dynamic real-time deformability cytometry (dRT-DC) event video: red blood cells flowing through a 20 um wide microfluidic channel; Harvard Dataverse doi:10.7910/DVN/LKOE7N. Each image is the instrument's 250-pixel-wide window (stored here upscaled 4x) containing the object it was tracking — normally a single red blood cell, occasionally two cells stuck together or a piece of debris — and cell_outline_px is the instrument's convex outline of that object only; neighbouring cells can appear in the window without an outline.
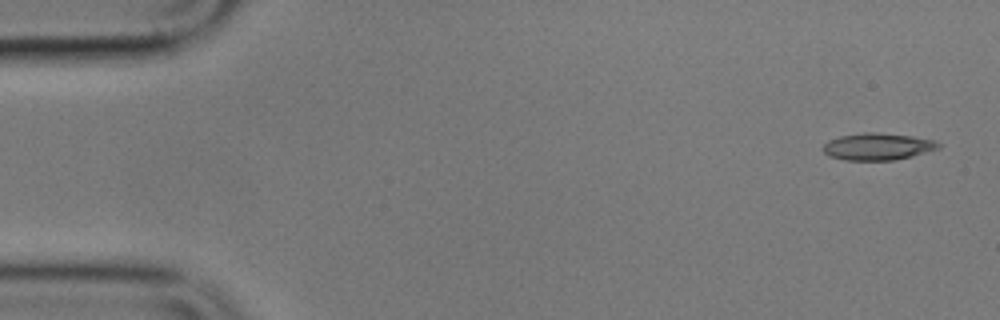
{"species": "common noctule bat (a hibernating species)", "species_latin": "Nyctalus noctula", "temperature_condition": "cold", "stored_images_in_passage": 6, "segment_of_instrument_passage": [1, 2], "camera_frame_rate_fps": 3000, "um_per_image_px": 0.085, "animal": {"sex": "male", "body_mass_g": 17.9}, "frame": {"image": 1, "passage_image": 1, "time_ms": 0.0, "image_size_px": [1000, 320], "cell_outline_px": [[944, 144], [940, 148], [912, 156], [896, 160], [844, 160], [828, 156], [820, 148], [828, 140], [840, 136], [864, 132], [876, 132], [912, 136], [932, 140]], "centroid_in_image_um": [74.59, 12.46], "position_along_channel_um": 10.4, "area_um2": 18.32}}